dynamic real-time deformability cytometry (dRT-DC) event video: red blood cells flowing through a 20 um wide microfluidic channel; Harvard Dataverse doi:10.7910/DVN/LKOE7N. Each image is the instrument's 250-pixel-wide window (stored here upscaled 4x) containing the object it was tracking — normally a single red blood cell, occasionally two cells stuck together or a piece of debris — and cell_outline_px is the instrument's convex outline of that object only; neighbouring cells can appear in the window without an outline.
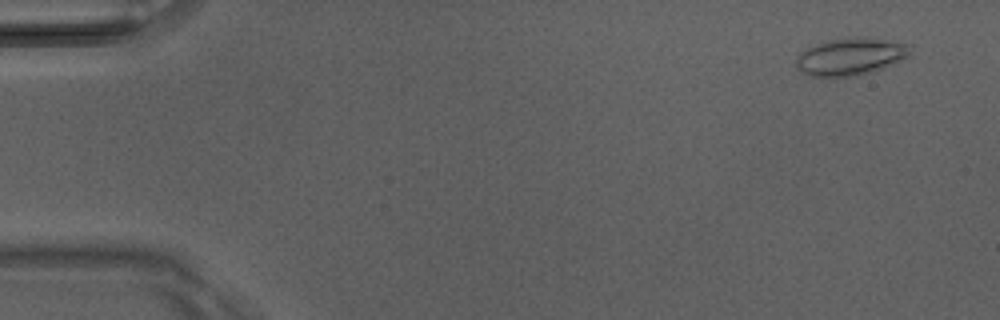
{"species": "Egyptian fruit bat (a non-hibernating species)", "species_latin": "Rousettus aegyptiacus", "temperature_condition": "room temperature", "stored_images_in_passage": 16, "camera_frame_rate_fps": 3000, "um_per_image_px": 0.085, "animal": {"sex": "male"}, "frame": {"image": 1, "passage_image": 3, "time_ms": 0.667, "image_size_px": [1000, 320], "cell_outline_px": [[912, 44], [908, 56], [900, 60], [872, 72], [856, 76], [812, 76], [800, 72], [796, 64], [796, 56], [800, 52], [816, 44], [828, 40], [856, 36], [868, 36]], "centroid_in_image_um": [72.31, 4.78], "position_along_channel_um": 12.7, "area_um2": 24.97}}